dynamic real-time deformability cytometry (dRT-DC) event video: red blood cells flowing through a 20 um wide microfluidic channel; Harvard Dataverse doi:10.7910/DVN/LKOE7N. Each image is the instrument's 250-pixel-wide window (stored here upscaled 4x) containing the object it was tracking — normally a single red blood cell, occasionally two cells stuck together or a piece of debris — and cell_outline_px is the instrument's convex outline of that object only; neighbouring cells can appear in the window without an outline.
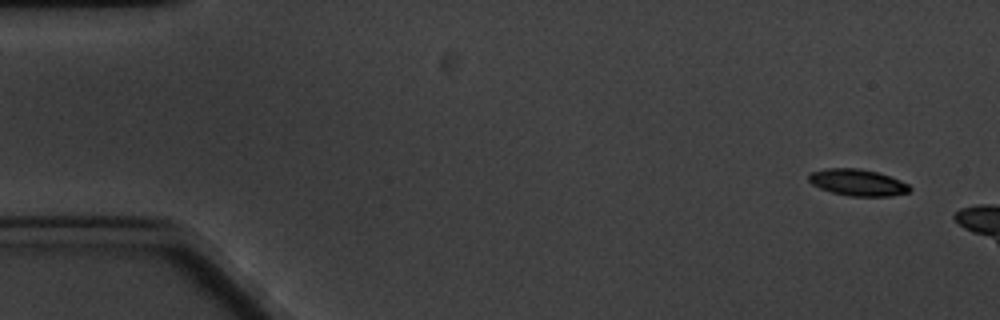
{"species": "common noctule bat (a hibernating species)", "species_latin": "Nyctalus noctula", "temperature_condition": "cold", "stored_images_in_passage": 6, "camera_frame_rate_fps": 3000, "um_per_image_px": 0.085, "animal": {"sex": "male", "body_mass_g": 20.1, "forearm_length_mm": 53.5}, "frame": {"image": 1, "passage_image": 1, "time_ms": 0.0, "image_size_px": [1000, 320], "cell_outline_px": [[912, 188], [908, 192], [892, 196], [848, 196], [832, 192], [820, 188], [812, 184], [808, 180], [808, 176], [812, 172], [824, 168], [860, 168], [876, 172], [900, 180], [908, 184]], "centroid_in_image_um": [72.89, 15.51], "position_along_channel_um": 12.1, "area_um2": 15.61}}